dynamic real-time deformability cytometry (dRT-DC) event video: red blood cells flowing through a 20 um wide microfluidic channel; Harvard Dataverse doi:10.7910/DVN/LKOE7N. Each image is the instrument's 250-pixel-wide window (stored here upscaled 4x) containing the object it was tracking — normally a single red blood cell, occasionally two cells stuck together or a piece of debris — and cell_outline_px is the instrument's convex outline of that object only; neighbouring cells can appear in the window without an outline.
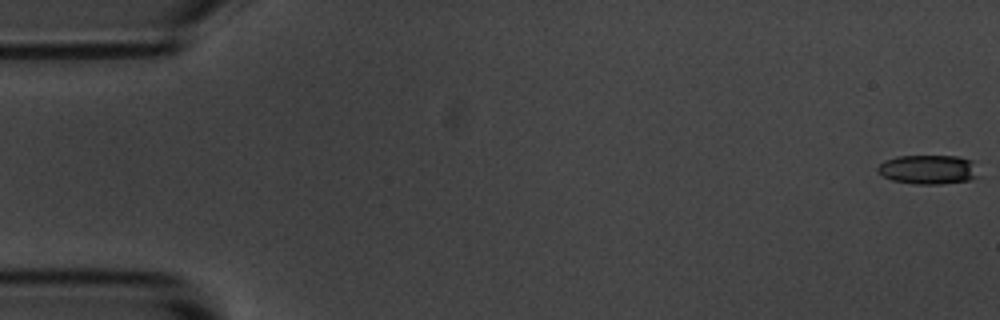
{"species": "common noctule bat (a hibernating species)", "species_latin": "Nyctalus noctula", "temperature_condition": "room temperature", "stored_images_in_passage": 50, "camera_frame_rate_fps": 3000, "um_per_image_px": 0.085, "animal": {"sex": "male", "body_mass_g": 20.1, "forearm_length_mm": 53.5}, "frame": {"image": 1, "passage_image": 1, "time_ms": 0.0, "image_size_px": [1000, 320], "cell_outline_px": [[980, 176], [972, 180], [940, 184], [916, 184], [892, 180], [884, 176], [876, 168], [880, 164], [896, 156], [956, 156], [972, 160]], "centroid_in_image_um": [78.96, 14.41], "position_along_channel_um": 6.0, "area_um2": 17.17}}
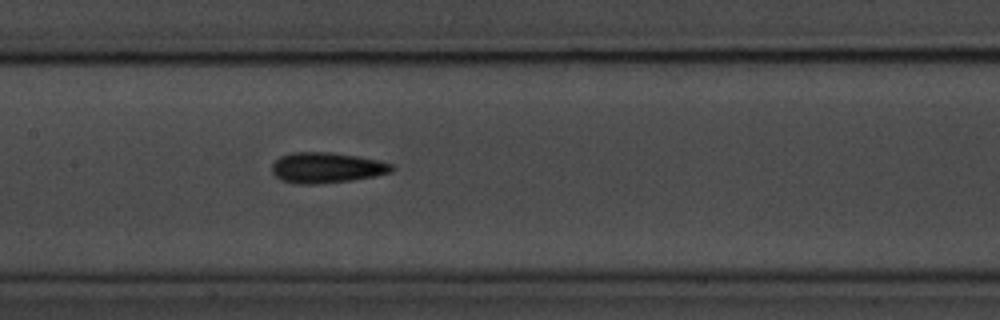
{"frame": {"image": 2, "passage_image": 27, "time_ms": 8.667, "image_size_px": [1000, 320], "cell_outline_px": [[396, 168], [392, 172], [376, 176], [352, 180], [316, 184], [296, 184], [280, 180], [272, 172], [272, 164], [280, 156], [292, 152], [332, 152], [356, 156], [376, 160], [392, 164]], "centroid_in_image_um": [27.75, 14.26], "position_along_channel_um": 179.6, "area_um2": 21.44}}
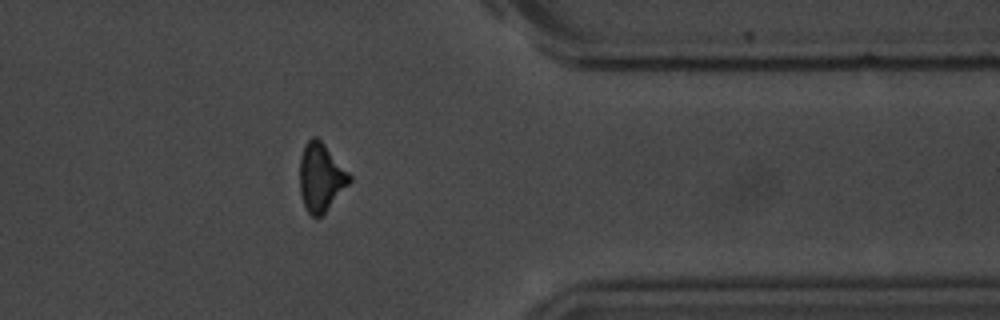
{"frame": {"image": 3, "passage_image": 45, "time_ms": 14.667, "image_size_px": [1000, 320], "cell_outline_px": [[352, 180], [324, 212], [320, 216], [312, 216], [308, 212], [304, 204], [300, 192], [300, 156], [304, 144], [312, 136], [316, 136], [324, 144], [352, 176]], "centroid_in_image_um": [27.26, 15.03], "position_along_channel_um": 384.1, "area_um2": 19.42}}